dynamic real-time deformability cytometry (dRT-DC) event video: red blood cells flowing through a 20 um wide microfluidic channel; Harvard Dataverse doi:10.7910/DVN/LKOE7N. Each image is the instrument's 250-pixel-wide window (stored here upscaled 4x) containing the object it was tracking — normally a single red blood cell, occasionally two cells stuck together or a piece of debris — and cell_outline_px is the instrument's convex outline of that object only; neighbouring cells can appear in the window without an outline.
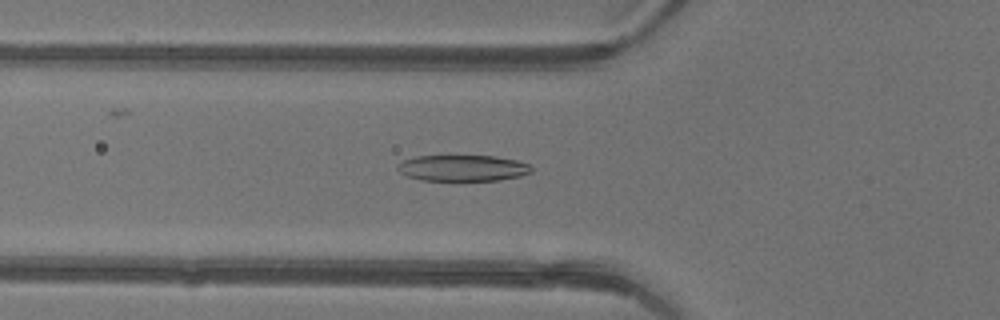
{"species": "common noctule bat (a hibernating species)", "species_latin": "Nyctalus noctula", "temperature_condition": "warm", "stored_images_in_passage": 36, "camera_frame_rate_fps": 3000, "um_per_image_px": 0.085, "animal": {"sex": "female"}, "frame": {"image": 1, "passage_image": 6, "time_ms": 1.667, "image_size_px": [1000, 320], "cell_outline_px": [[532, 172], [520, 176], [500, 180], [420, 180], [408, 176], [400, 172], [396, 168], [396, 164], [404, 160], [416, 156], [492, 156], [516, 160], [528, 164], [532, 168]], "centroid_in_image_um": [39.31, 14.28], "position_along_channel_um": 86.5, "area_um2": 20.29}}
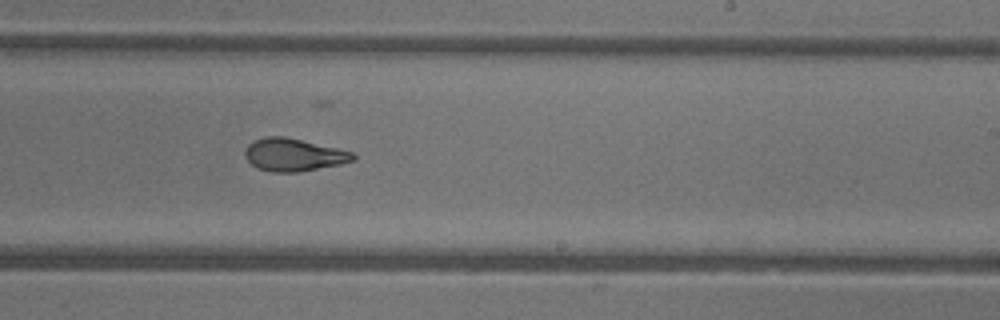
{"frame": {"image": 2, "passage_image": 18, "time_ms": 5.667, "image_size_px": [1000, 320], "cell_outline_px": [[356, 160], [340, 164], [300, 172], [272, 172], [256, 168], [244, 156], [244, 152], [248, 144], [264, 136], [284, 136], [340, 148], [352, 152], [356, 156]], "centroid_in_image_um": [24.97, 13.15], "position_along_channel_um": 264.0, "area_um2": 20.75}}
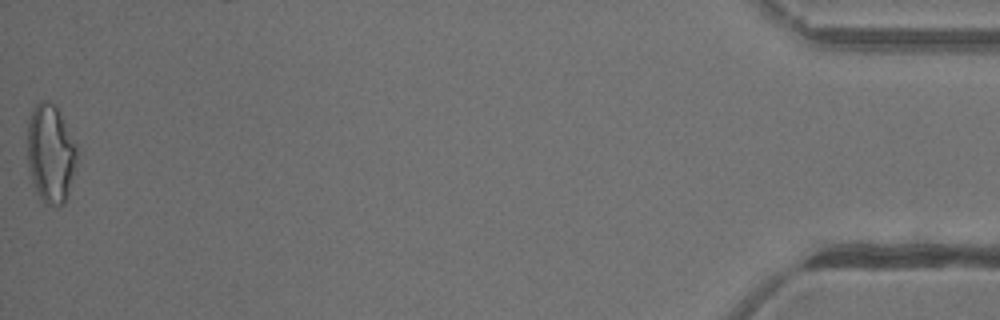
{"frame": {"image": 3, "passage_image": 36, "time_ms": 11.667, "image_size_px": [1000, 320], "cell_outline_px": [[76, 160], [68, 192], [64, 204], [56, 208], [44, 204], [36, 192], [32, 180], [28, 164], [28, 120], [32, 108], [40, 100], [44, 100], [56, 104], [76, 144]], "centroid_in_image_um": [4.28, 13.05], "position_along_channel_um": 430.9, "area_um2": 28.5}, "authors_computed_cell_mechanics": {"area_um2": 21.1259, "velocity_mm_per_s": 4.4217, "shape_relaxation_time_tau1_ms": 4.0736, "shape_relaxation_time_tau2_ms": 1.4265, "deformation_change_tau1": 0.1905, "deformation_change_tau2": 0.0969}}